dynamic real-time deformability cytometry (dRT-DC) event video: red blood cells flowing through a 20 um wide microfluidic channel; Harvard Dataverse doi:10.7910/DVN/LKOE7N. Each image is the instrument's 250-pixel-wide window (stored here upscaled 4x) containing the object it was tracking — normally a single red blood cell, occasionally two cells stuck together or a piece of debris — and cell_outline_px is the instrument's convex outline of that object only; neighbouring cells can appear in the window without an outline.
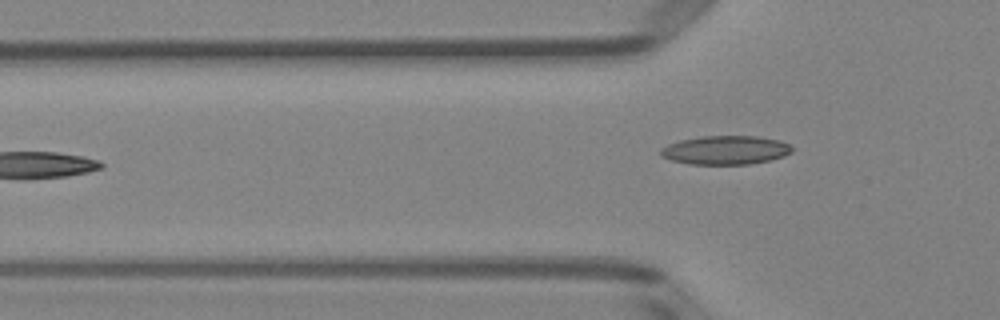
{"species": "Egyptian fruit bat (a non-hibernating species)", "species_latin": "Rousettus aegyptiacus", "temperature_condition": "room temperature", "stored_images_in_passage": 6, "camera_frame_rate_fps": 3000, "um_per_image_px": 0.085, "animal": {"sex": "female"}, "frame": {"image": 1, "passage_image": 6, "time_ms": 6.0, "image_size_px": [1000, 320], "cell_outline_px": [[792, 152], [784, 156], [768, 160], [748, 164], [688, 164], [672, 160], [660, 156], [660, 148], [668, 144], [680, 140], [700, 136], [756, 136], [780, 140], [792, 144]], "centroid_in_image_um": [61.67, 12.75], "position_along_channel_um": 64.1, "area_um2": 22.14}}